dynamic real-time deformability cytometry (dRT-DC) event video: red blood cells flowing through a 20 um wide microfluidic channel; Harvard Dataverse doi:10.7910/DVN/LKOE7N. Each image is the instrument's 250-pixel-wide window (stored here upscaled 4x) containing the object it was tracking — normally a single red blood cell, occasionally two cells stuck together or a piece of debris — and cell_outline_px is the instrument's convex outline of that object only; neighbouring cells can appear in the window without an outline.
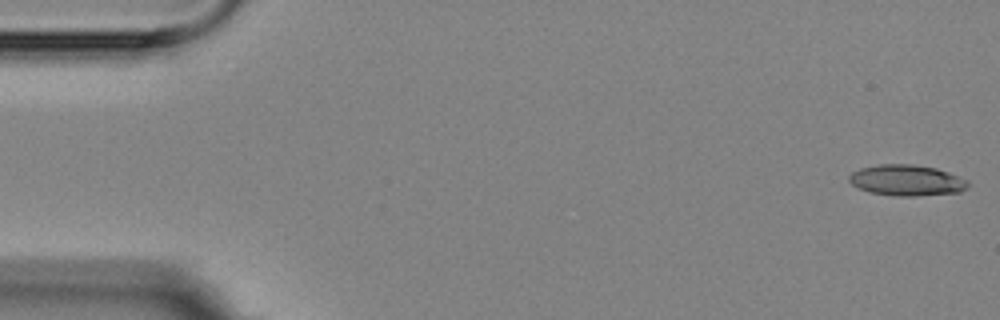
{"species": "Egyptian fruit bat (a non-hibernating species)", "species_latin": "Rousettus aegyptiacus", "temperature_condition": "room temperature", "stored_images_in_passage": 4, "camera_frame_rate_fps": 3000, "um_per_image_px": 0.085, "animal": {"sex": "female"}, "frame": {"image": 1, "passage_image": 1, "time_ms": 0.0, "image_size_px": [1000, 320], "cell_outline_px": [[968, 188], [960, 192], [916, 196], [892, 196], [868, 192], [856, 188], [848, 180], [848, 176], [852, 172], [860, 168], [880, 164], [912, 164], [936, 168], [948, 172], [968, 180]], "centroid_in_image_um": [77.04, 15.33], "position_along_channel_um": 8.0, "area_um2": 21.68}}
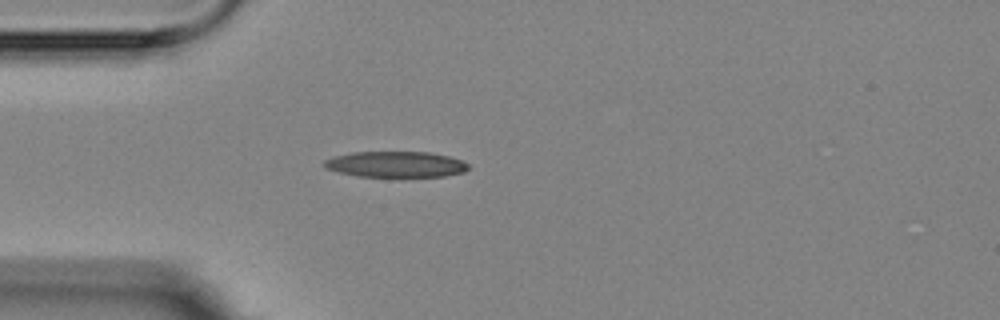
{"frame": {"image": 2, "passage_image": 4, "time_ms": 4.667, "image_size_px": [1000, 320], "cell_outline_px": [[468, 168], [464, 172], [444, 176], [356, 176], [324, 168], [324, 160], [332, 156], [352, 152], [428, 152], [448, 156], [460, 160], [468, 164]], "centroid_in_image_um": [33.6, 13.96], "position_along_channel_um": 51.4, "area_um2": 21.56}}